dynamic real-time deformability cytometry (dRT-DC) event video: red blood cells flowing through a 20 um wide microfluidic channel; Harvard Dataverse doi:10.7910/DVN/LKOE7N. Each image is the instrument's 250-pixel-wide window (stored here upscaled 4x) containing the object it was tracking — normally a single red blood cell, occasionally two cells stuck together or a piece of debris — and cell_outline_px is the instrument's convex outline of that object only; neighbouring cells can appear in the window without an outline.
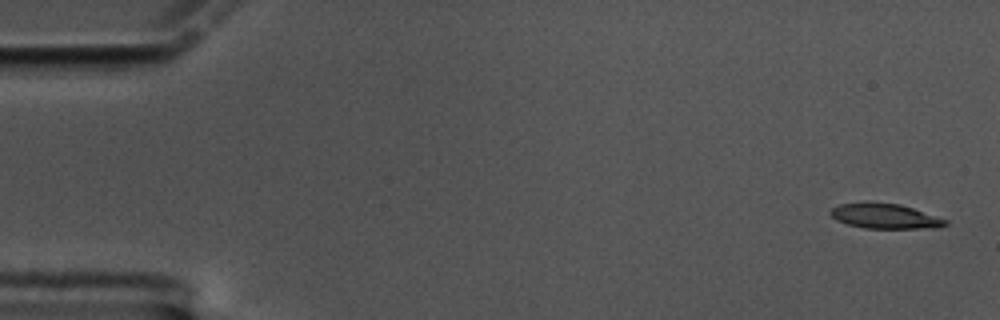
{"species": "common noctule bat (a hibernating species)", "species_latin": "Nyctalus noctula", "temperature_condition": "cold", "stored_images_in_passage": 57, "camera_frame_rate_fps": 3000, "um_per_image_px": 0.085, "animal": {"sex": "male", "body_mass_g": 17.5, "forearm_length_mm": 52.3}, "frame": {"image": 1, "passage_image": 1, "time_ms": 0.0, "image_size_px": [1000, 320], "cell_outline_px": [[948, 224], [940, 228], [864, 228], [848, 224], [836, 220], [828, 212], [832, 208], [840, 204], [900, 204], [948, 220]], "centroid_in_image_um": [75.26, 18.41], "position_along_channel_um": 9.7, "area_um2": 16.18}}
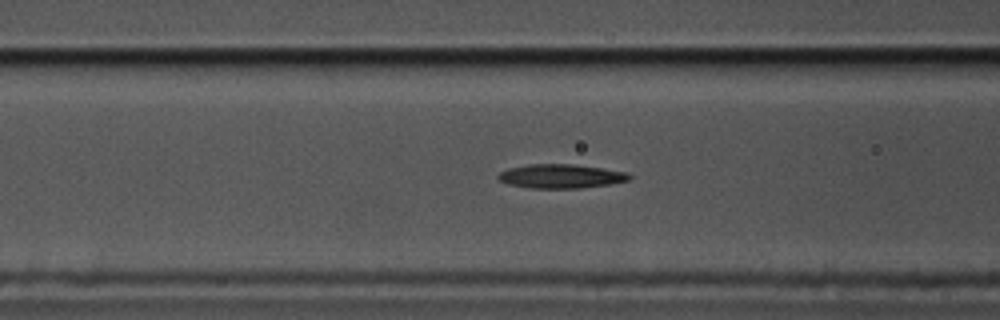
{"frame": {"image": 2, "passage_image": 22, "time_ms": 7.0, "image_size_px": [1000, 320], "cell_outline_px": [[632, 180], [608, 184], [580, 188], [528, 188], [508, 184], [496, 180], [496, 176], [500, 172], [508, 168], [532, 164], [572, 164], [600, 168], [624, 172], [632, 176]], "centroid_in_image_um": [47.62, 14.98], "position_along_channel_um": 119.0, "area_um2": 18.32}}
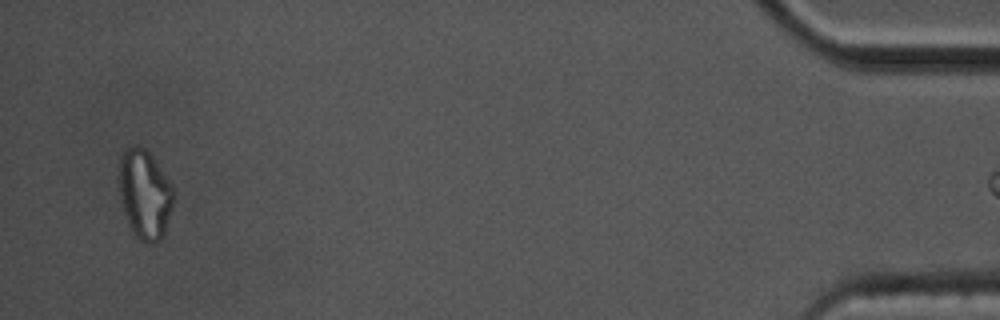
{"frame": {"image": 3, "passage_image": 56, "time_ms": 18.333, "image_size_px": [1000, 320], "cell_outline_px": [[176, 192], [164, 236], [160, 240], [152, 244], [148, 244], [140, 240], [136, 236], [128, 224], [124, 212], [120, 196], [120, 156], [124, 148], [136, 144], [144, 148], [152, 156], [176, 188]], "centroid_in_image_um": [12.34, 16.51], "position_along_channel_um": 422.9, "area_um2": 28.73}}